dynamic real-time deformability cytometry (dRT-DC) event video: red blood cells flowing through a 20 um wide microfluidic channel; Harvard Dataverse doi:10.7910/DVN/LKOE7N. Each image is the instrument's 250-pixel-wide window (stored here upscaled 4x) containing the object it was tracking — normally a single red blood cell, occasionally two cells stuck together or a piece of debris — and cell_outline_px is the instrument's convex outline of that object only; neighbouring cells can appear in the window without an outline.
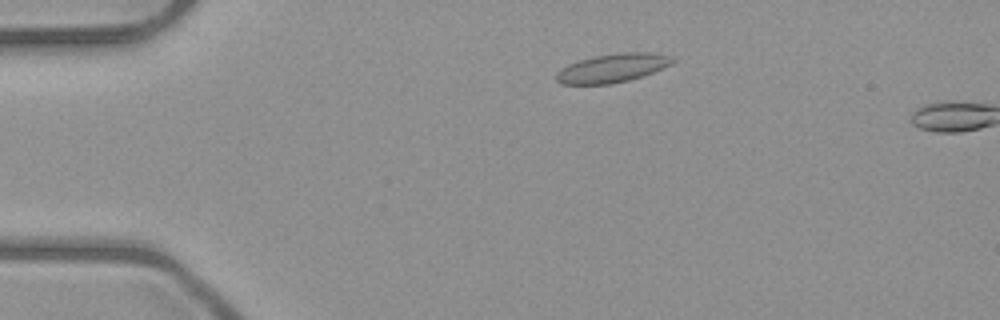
{"species": "common noctule bat (a hibernating species)", "species_latin": "Nyctalus noctula", "temperature_condition": "room temperature", "stored_images_in_passage": 4, "camera_frame_rate_fps": 3000, "um_per_image_px": 0.085, "animal": {"sex": "male", "body_mass_g": 23.1, "forearm_length_mm": 52.7}, "frame": {"image": 1, "passage_image": 3, "time_ms": 2.333, "image_size_px": [1000, 320], "cell_outline_px": [[676, 60], [672, 64], [652, 72], [628, 80], [612, 84], [560, 84], [556, 80], [556, 72], [560, 68], [568, 64], [580, 60], [596, 56], [620, 52], [652, 52], [672, 56]], "centroid_in_image_um": [52.05, 5.78], "position_along_channel_um": 32.9, "area_um2": 19.42}}